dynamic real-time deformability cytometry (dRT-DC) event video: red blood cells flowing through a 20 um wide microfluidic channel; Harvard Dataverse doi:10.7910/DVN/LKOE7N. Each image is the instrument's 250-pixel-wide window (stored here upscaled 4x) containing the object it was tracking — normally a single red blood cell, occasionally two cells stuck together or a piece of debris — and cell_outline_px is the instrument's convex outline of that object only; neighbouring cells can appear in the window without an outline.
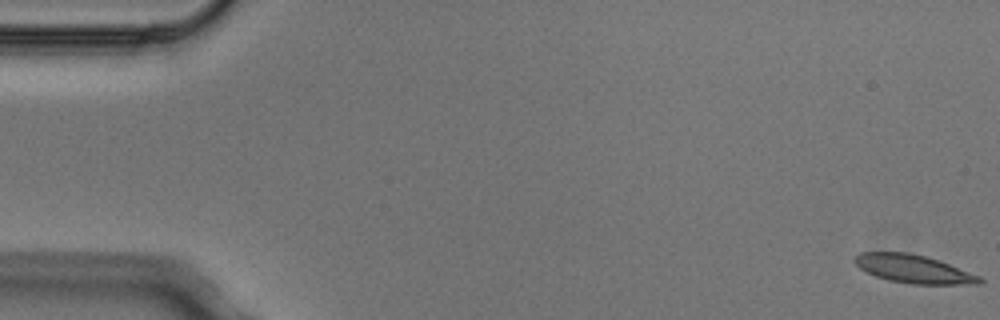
{"species": "Egyptian fruit bat (a non-hibernating species)", "species_latin": "Rousettus aegyptiacus", "temperature_condition": "cold", "stored_images_in_passage": 5, "camera_frame_rate_fps": 3000, "um_per_image_px": 0.085, "animal": {"sex": "male"}, "frame": {"image": 1, "passage_image": 1, "time_ms": 0.0, "image_size_px": [1000, 320], "cell_outline_px": [[984, 280], [980, 284], [912, 284], [888, 280], [876, 276], [860, 268], [852, 260], [860, 252], [908, 252], [924, 256], [948, 264], [980, 276]], "centroid_in_image_um": [77.63, 22.86], "position_along_channel_um": 7.4, "area_um2": 20.29}}
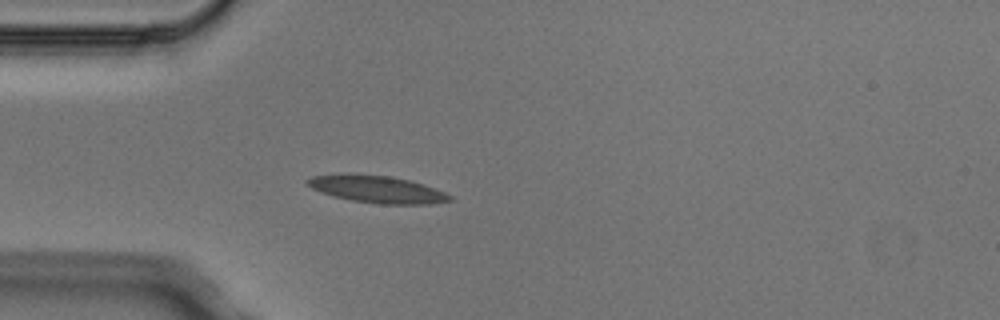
{"frame": {"image": 2, "passage_image": 5, "time_ms": 1.333, "image_size_px": [1000, 320], "cell_outline_px": [[452, 200], [432, 204], [376, 204], [352, 200], [332, 196], [320, 192], [312, 188], [304, 180], [312, 176], [388, 176], [408, 180], [424, 184], [444, 192], [452, 196]], "centroid_in_image_um": [32.12, 16.13], "position_along_channel_um": 52.9, "area_um2": 21.73}}